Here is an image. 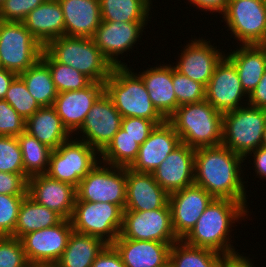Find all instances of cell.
Returning a JSON list of instances; mask_svg holds the SVG:
<instances>
[{
    "mask_svg": "<svg viewBox=\"0 0 266 267\" xmlns=\"http://www.w3.org/2000/svg\"><path fill=\"white\" fill-rule=\"evenodd\" d=\"M156 125L154 121L137 117L122 118L121 122V128L139 145L146 141Z\"/></svg>",
    "mask_w": 266,
    "mask_h": 267,
    "instance_id": "obj_45",
    "label": "cell"
},
{
    "mask_svg": "<svg viewBox=\"0 0 266 267\" xmlns=\"http://www.w3.org/2000/svg\"><path fill=\"white\" fill-rule=\"evenodd\" d=\"M107 245L97 237L72 231L57 264L60 267H91Z\"/></svg>",
    "mask_w": 266,
    "mask_h": 267,
    "instance_id": "obj_30",
    "label": "cell"
},
{
    "mask_svg": "<svg viewBox=\"0 0 266 267\" xmlns=\"http://www.w3.org/2000/svg\"><path fill=\"white\" fill-rule=\"evenodd\" d=\"M118 237L164 243L178 241L173 229L169 202L163 208L155 210H124L122 227Z\"/></svg>",
    "mask_w": 266,
    "mask_h": 267,
    "instance_id": "obj_12",
    "label": "cell"
},
{
    "mask_svg": "<svg viewBox=\"0 0 266 267\" xmlns=\"http://www.w3.org/2000/svg\"><path fill=\"white\" fill-rule=\"evenodd\" d=\"M172 82L178 107L205 100L206 87L178 72L174 67V63L172 65Z\"/></svg>",
    "mask_w": 266,
    "mask_h": 267,
    "instance_id": "obj_39",
    "label": "cell"
},
{
    "mask_svg": "<svg viewBox=\"0 0 266 267\" xmlns=\"http://www.w3.org/2000/svg\"><path fill=\"white\" fill-rule=\"evenodd\" d=\"M17 76V74L8 71L7 69L3 68L0 70V100L4 99L8 88Z\"/></svg>",
    "mask_w": 266,
    "mask_h": 267,
    "instance_id": "obj_52",
    "label": "cell"
},
{
    "mask_svg": "<svg viewBox=\"0 0 266 267\" xmlns=\"http://www.w3.org/2000/svg\"><path fill=\"white\" fill-rule=\"evenodd\" d=\"M4 100L26 121L40 106L31 96L24 81L17 76L11 83Z\"/></svg>",
    "mask_w": 266,
    "mask_h": 267,
    "instance_id": "obj_38",
    "label": "cell"
},
{
    "mask_svg": "<svg viewBox=\"0 0 266 267\" xmlns=\"http://www.w3.org/2000/svg\"><path fill=\"white\" fill-rule=\"evenodd\" d=\"M122 118L111 98L104 92L93 104L81 128L73 136L101 153L121 128Z\"/></svg>",
    "mask_w": 266,
    "mask_h": 267,
    "instance_id": "obj_14",
    "label": "cell"
},
{
    "mask_svg": "<svg viewBox=\"0 0 266 267\" xmlns=\"http://www.w3.org/2000/svg\"><path fill=\"white\" fill-rule=\"evenodd\" d=\"M245 162L243 157L223 145L197 148L194 184L204 188L213 198L241 202L249 210L245 186L248 179L244 181L243 173L244 166L248 167Z\"/></svg>",
    "mask_w": 266,
    "mask_h": 267,
    "instance_id": "obj_1",
    "label": "cell"
},
{
    "mask_svg": "<svg viewBox=\"0 0 266 267\" xmlns=\"http://www.w3.org/2000/svg\"><path fill=\"white\" fill-rule=\"evenodd\" d=\"M169 194L155 181L152 173L126 168V204L124 210L149 211L163 208Z\"/></svg>",
    "mask_w": 266,
    "mask_h": 267,
    "instance_id": "obj_23",
    "label": "cell"
},
{
    "mask_svg": "<svg viewBox=\"0 0 266 267\" xmlns=\"http://www.w3.org/2000/svg\"><path fill=\"white\" fill-rule=\"evenodd\" d=\"M28 178L25 173L0 172V194L27 195Z\"/></svg>",
    "mask_w": 266,
    "mask_h": 267,
    "instance_id": "obj_46",
    "label": "cell"
},
{
    "mask_svg": "<svg viewBox=\"0 0 266 267\" xmlns=\"http://www.w3.org/2000/svg\"><path fill=\"white\" fill-rule=\"evenodd\" d=\"M188 4H190V7L193 4V7L195 9H201V12H207L214 15L216 13V16L219 14L222 15L224 11L227 8L229 0H187ZM214 13V14H213ZM218 13V14H217Z\"/></svg>",
    "mask_w": 266,
    "mask_h": 267,
    "instance_id": "obj_48",
    "label": "cell"
},
{
    "mask_svg": "<svg viewBox=\"0 0 266 267\" xmlns=\"http://www.w3.org/2000/svg\"><path fill=\"white\" fill-rule=\"evenodd\" d=\"M167 120L191 148L222 145L223 114L207 100L181 105Z\"/></svg>",
    "mask_w": 266,
    "mask_h": 267,
    "instance_id": "obj_3",
    "label": "cell"
},
{
    "mask_svg": "<svg viewBox=\"0 0 266 267\" xmlns=\"http://www.w3.org/2000/svg\"><path fill=\"white\" fill-rule=\"evenodd\" d=\"M212 40H206L203 37L193 38L187 42L181 55L178 53L175 69L181 74L189 77L193 81L203 84L205 87L211 79L216 65L225 56L226 50L220 49V46L211 44Z\"/></svg>",
    "mask_w": 266,
    "mask_h": 267,
    "instance_id": "obj_16",
    "label": "cell"
},
{
    "mask_svg": "<svg viewBox=\"0 0 266 267\" xmlns=\"http://www.w3.org/2000/svg\"><path fill=\"white\" fill-rule=\"evenodd\" d=\"M25 131L51 149H57L72 136L53 106L40 107L26 120Z\"/></svg>",
    "mask_w": 266,
    "mask_h": 267,
    "instance_id": "obj_29",
    "label": "cell"
},
{
    "mask_svg": "<svg viewBox=\"0 0 266 267\" xmlns=\"http://www.w3.org/2000/svg\"><path fill=\"white\" fill-rule=\"evenodd\" d=\"M139 148L140 145L135 139L120 128L100 153V162L117 167H130L138 156Z\"/></svg>",
    "mask_w": 266,
    "mask_h": 267,
    "instance_id": "obj_36",
    "label": "cell"
},
{
    "mask_svg": "<svg viewBox=\"0 0 266 267\" xmlns=\"http://www.w3.org/2000/svg\"><path fill=\"white\" fill-rule=\"evenodd\" d=\"M76 201L103 202L118 205L123 211L126 204V167L99 162L76 188Z\"/></svg>",
    "mask_w": 266,
    "mask_h": 267,
    "instance_id": "obj_11",
    "label": "cell"
},
{
    "mask_svg": "<svg viewBox=\"0 0 266 267\" xmlns=\"http://www.w3.org/2000/svg\"><path fill=\"white\" fill-rule=\"evenodd\" d=\"M22 23L43 47L51 40L65 36L64 15L58 0L44 1Z\"/></svg>",
    "mask_w": 266,
    "mask_h": 267,
    "instance_id": "obj_27",
    "label": "cell"
},
{
    "mask_svg": "<svg viewBox=\"0 0 266 267\" xmlns=\"http://www.w3.org/2000/svg\"><path fill=\"white\" fill-rule=\"evenodd\" d=\"M100 162V153L71 136L50 155L47 175L78 187L80 181Z\"/></svg>",
    "mask_w": 266,
    "mask_h": 267,
    "instance_id": "obj_7",
    "label": "cell"
},
{
    "mask_svg": "<svg viewBox=\"0 0 266 267\" xmlns=\"http://www.w3.org/2000/svg\"><path fill=\"white\" fill-rule=\"evenodd\" d=\"M0 267H30L20 239L0 236Z\"/></svg>",
    "mask_w": 266,
    "mask_h": 267,
    "instance_id": "obj_42",
    "label": "cell"
},
{
    "mask_svg": "<svg viewBox=\"0 0 266 267\" xmlns=\"http://www.w3.org/2000/svg\"><path fill=\"white\" fill-rule=\"evenodd\" d=\"M62 220L58 213L37 203L27 194L21 203L12 237L20 239L27 233L53 227Z\"/></svg>",
    "mask_w": 266,
    "mask_h": 267,
    "instance_id": "obj_31",
    "label": "cell"
},
{
    "mask_svg": "<svg viewBox=\"0 0 266 267\" xmlns=\"http://www.w3.org/2000/svg\"><path fill=\"white\" fill-rule=\"evenodd\" d=\"M26 121L4 99L0 100V136L17 137L25 131Z\"/></svg>",
    "mask_w": 266,
    "mask_h": 267,
    "instance_id": "obj_44",
    "label": "cell"
},
{
    "mask_svg": "<svg viewBox=\"0 0 266 267\" xmlns=\"http://www.w3.org/2000/svg\"><path fill=\"white\" fill-rule=\"evenodd\" d=\"M27 194L37 203L70 220L77 198L76 187L47 174L28 178Z\"/></svg>",
    "mask_w": 266,
    "mask_h": 267,
    "instance_id": "obj_19",
    "label": "cell"
},
{
    "mask_svg": "<svg viewBox=\"0 0 266 267\" xmlns=\"http://www.w3.org/2000/svg\"><path fill=\"white\" fill-rule=\"evenodd\" d=\"M128 66L113 67L110 77L104 82L105 92L114 107L126 117L144 118L157 125L166 119L156 110L142 78ZM133 71V72H132Z\"/></svg>",
    "mask_w": 266,
    "mask_h": 267,
    "instance_id": "obj_4",
    "label": "cell"
},
{
    "mask_svg": "<svg viewBox=\"0 0 266 267\" xmlns=\"http://www.w3.org/2000/svg\"><path fill=\"white\" fill-rule=\"evenodd\" d=\"M18 76L24 81L27 90L40 107L54 105L58 91L49 67L41 59Z\"/></svg>",
    "mask_w": 266,
    "mask_h": 267,
    "instance_id": "obj_33",
    "label": "cell"
},
{
    "mask_svg": "<svg viewBox=\"0 0 266 267\" xmlns=\"http://www.w3.org/2000/svg\"><path fill=\"white\" fill-rule=\"evenodd\" d=\"M99 1H100L102 21L105 22L151 21L149 20L152 18L151 10L154 9L152 0H99Z\"/></svg>",
    "mask_w": 266,
    "mask_h": 267,
    "instance_id": "obj_32",
    "label": "cell"
},
{
    "mask_svg": "<svg viewBox=\"0 0 266 267\" xmlns=\"http://www.w3.org/2000/svg\"><path fill=\"white\" fill-rule=\"evenodd\" d=\"M261 146L264 147V148H266V125H265V128L263 130Z\"/></svg>",
    "mask_w": 266,
    "mask_h": 267,
    "instance_id": "obj_54",
    "label": "cell"
},
{
    "mask_svg": "<svg viewBox=\"0 0 266 267\" xmlns=\"http://www.w3.org/2000/svg\"><path fill=\"white\" fill-rule=\"evenodd\" d=\"M163 63L148 65L150 68L140 69L137 74L142 78L153 106L167 120L178 108V103L172 82V65Z\"/></svg>",
    "mask_w": 266,
    "mask_h": 267,
    "instance_id": "obj_25",
    "label": "cell"
},
{
    "mask_svg": "<svg viewBox=\"0 0 266 267\" xmlns=\"http://www.w3.org/2000/svg\"><path fill=\"white\" fill-rule=\"evenodd\" d=\"M0 172L25 173L17 137L0 136Z\"/></svg>",
    "mask_w": 266,
    "mask_h": 267,
    "instance_id": "obj_40",
    "label": "cell"
},
{
    "mask_svg": "<svg viewBox=\"0 0 266 267\" xmlns=\"http://www.w3.org/2000/svg\"><path fill=\"white\" fill-rule=\"evenodd\" d=\"M104 92V83L92 82L82 90L58 93L53 107L72 136L81 128L93 104Z\"/></svg>",
    "mask_w": 266,
    "mask_h": 267,
    "instance_id": "obj_20",
    "label": "cell"
},
{
    "mask_svg": "<svg viewBox=\"0 0 266 267\" xmlns=\"http://www.w3.org/2000/svg\"><path fill=\"white\" fill-rule=\"evenodd\" d=\"M195 149L181 143L152 172L155 181L168 193L194 184Z\"/></svg>",
    "mask_w": 266,
    "mask_h": 267,
    "instance_id": "obj_21",
    "label": "cell"
},
{
    "mask_svg": "<svg viewBox=\"0 0 266 267\" xmlns=\"http://www.w3.org/2000/svg\"><path fill=\"white\" fill-rule=\"evenodd\" d=\"M41 60L49 67L55 87L60 92L82 90L92 81L71 66L57 62L45 49Z\"/></svg>",
    "mask_w": 266,
    "mask_h": 267,
    "instance_id": "obj_37",
    "label": "cell"
},
{
    "mask_svg": "<svg viewBox=\"0 0 266 267\" xmlns=\"http://www.w3.org/2000/svg\"><path fill=\"white\" fill-rule=\"evenodd\" d=\"M234 49L229 48L225 56L234 64L244 91L250 95L266 70V48L254 44L237 45Z\"/></svg>",
    "mask_w": 266,
    "mask_h": 267,
    "instance_id": "obj_28",
    "label": "cell"
},
{
    "mask_svg": "<svg viewBox=\"0 0 266 267\" xmlns=\"http://www.w3.org/2000/svg\"><path fill=\"white\" fill-rule=\"evenodd\" d=\"M251 156L253 159L251 160L249 157ZM249 160L250 163L253 161V171L255 172L254 174H256V178L263 179L266 180V148L264 147H259L257 148L255 151L251 152L246 158L245 160Z\"/></svg>",
    "mask_w": 266,
    "mask_h": 267,
    "instance_id": "obj_49",
    "label": "cell"
},
{
    "mask_svg": "<svg viewBox=\"0 0 266 267\" xmlns=\"http://www.w3.org/2000/svg\"><path fill=\"white\" fill-rule=\"evenodd\" d=\"M149 22L102 21L92 39L113 67L128 66V63H124L123 54L125 55L129 51L132 53L134 47L137 48L138 42H142L141 37L143 32L145 33L144 29L148 28ZM120 57L123 61L119 59Z\"/></svg>",
    "mask_w": 266,
    "mask_h": 267,
    "instance_id": "obj_13",
    "label": "cell"
},
{
    "mask_svg": "<svg viewBox=\"0 0 266 267\" xmlns=\"http://www.w3.org/2000/svg\"><path fill=\"white\" fill-rule=\"evenodd\" d=\"M248 104L266 109V70L254 91L249 95Z\"/></svg>",
    "mask_w": 266,
    "mask_h": 267,
    "instance_id": "obj_50",
    "label": "cell"
},
{
    "mask_svg": "<svg viewBox=\"0 0 266 267\" xmlns=\"http://www.w3.org/2000/svg\"><path fill=\"white\" fill-rule=\"evenodd\" d=\"M226 259L222 253L210 249L191 246L183 240L171 245L170 267H220Z\"/></svg>",
    "mask_w": 266,
    "mask_h": 267,
    "instance_id": "obj_34",
    "label": "cell"
},
{
    "mask_svg": "<svg viewBox=\"0 0 266 267\" xmlns=\"http://www.w3.org/2000/svg\"><path fill=\"white\" fill-rule=\"evenodd\" d=\"M213 199L204 188L196 184L169 194L173 229L179 240L195 226Z\"/></svg>",
    "mask_w": 266,
    "mask_h": 267,
    "instance_id": "obj_18",
    "label": "cell"
},
{
    "mask_svg": "<svg viewBox=\"0 0 266 267\" xmlns=\"http://www.w3.org/2000/svg\"><path fill=\"white\" fill-rule=\"evenodd\" d=\"M249 212L241 202L214 198L182 240L191 246L210 249L226 257L241 255L238 252L240 250L231 244L235 243L231 240L234 238L232 231L237 226L236 222L240 224L249 217Z\"/></svg>",
    "mask_w": 266,
    "mask_h": 267,
    "instance_id": "obj_2",
    "label": "cell"
},
{
    "mask_svg": "<svg viewBox=\"0 0 266 267\" xmlns=\"http://www.w3.org/2000/svg\"><path fill=\"white\" fill-rule=\"evenodd\" d=\"M1 69H3V67H2V64H1V61H0V70H1Z\"/></svg>",
    "mask_w": 266,
    "mask_h": 267,
    "instance_id": "obj_56",
    "label": "cell"
},
{
    "mask_svg": "<svg viewBox=\"0 0 266 267\" xmlns=\"http://www.w3.org/2000/svg\"><path fill=\"white\" fill-rule=\"evenodd\" d=\"M221 18L237 45L262 44L266 38V0H229Z\"/></svg>",
    "mask_w": 266,
    "mask_h": 267,
    "instance_id": "obj_9",
    "label": "cell"
},
{
    "mask_svg": "<svg viewBox=\"0 0 266 267\" xmlns=\"http://www.w3.org/2000/svg\"><path fill=\"white\" fill-rule=\"evenodd\" d=\"M21 148L24 172L27 178L47 174L53 149L39 142L26 131L17 136Z\"/></svg>",
    "mask_w": 266,
    "mask_h": 267,
    "instance_id": "obj_35",
    "label": "cell"
},
{
    "mask_svg": "<svg viewBox=\"0 0 266 267\" xmlns=\"http://www.w3.org/2000/svg\"><path fill=\"white\" fill-rule=\"evenodd\" d=\"M251 260L252 258L244 254L234 257H226L220 267H256Z\"/></svg>",
    "mask_w": 266,
    "mask_h": 267,
    "instance_id": "obj_51",
    "label": "cell"
},
{
    "mask_svg": "<svg viewBox=\"0 0 266 267\" xmlns=\"http://www.w3.org/2000/svg\"><path fill=\"white\" fill-rule=\"evenodd\" d=\"M43 50L22 22L0 20V61L4 69L20 75L41 59Z\"/></svg>",
    "mask_w": 266,
    "mask_h": 267,
    "instance_id": "obj_8",
    "label": "cell"
},
{
    "mask_svg": "<svg viewBox=\"0 0 266 267\" xmlns=\"http://www.w3.org/2000/svg\"><path fill=\"white\" fill-rule=\"evenodd\" d=\"M26 195L0 194V236L14 234L21 203Z\"/></svg>",
    "mask_w": 266,
    "mask_h": 267,
    "instance_id": "obj_41",
    "label": "cell"
},
{
    "mask_svg": "<svg viewBox=\"0 0 266 267\" xmlns=\"http://www.w3.org/2000/svg\"><path fill=\"white\" fill-rule=\"evenodd\" d=\"M73 231L71 220L23 235L20 240L30 265L57 263Z\"/></svg>",
    "mask_w": 266,
    "mask_h": 267,
    "instance_id": "obj_17",
    "label": "cell"
},
{
    "mask_svg": "<svg viewBox=\"0 0 266 267\" xmlns=\"http://www.w3.org/2000/svg\"><path fill=\"white\" fill-rule=\"evenodd\" d=\"M181 144L172 124L165 120L156 125L146 141L140 145L136 160L129 167L136 172L152 173Z\"/></svg>",
    "mask_w": 266,
    "mask_h": 267,
    "instance_id": "obj_22",
    "label": "cell"
},
{
    "mask_svg": "<svg viewBox=\"0 0 266 267\" xmlns=\"http://www.w3.org/2000/svg\"><path fill=\"white\" fill-rule=\"evenodd\" d=\"M45 0H5L0 5V20L22 22L26 16Z\"/></svg>",
    "mask_w": 266,
    "mask_h": 267,
    "instance_id": "obj_43",
    "label": "cell"
},
{
    "mask_svg": "<svg viewBox=\"0 0 266 267\" xmlns=\"http://www.w3.org/2000/svg\"><path fill=\"white\" fill-rule=\"evenodd\" d=\"M30 267H60L57 263H41V264H33Z\"/></svg>",
    "mask_w": 266,
    "mask_h": 267,
    "instance_id": "obj_53",
    "label": "cell"
},
{
    "mask_svg": "<svg viewBox=\"0 0 266 267\" xmlns=\"http://www.w3.org/2000/svg\"><path fill=\"white\" fill-rule=\"evenodd\" d=\"M266 109L246 104L223 114L222 145L244 159L261 147Z\"/></svg>",
    "mask_w": 266,
    "mask_h": 267,
    "instance_id": "obj_6",
    "label": "cell"
},
{
    "mask_svg": "<svg viewBox=\"0 0 266 267\" xmlns=\"http://www.w3.org/2000/svg\"><path fill=\"white\" fill-rule=\"evenodd\" d=\"M261 45H263L266 48V38L264 39V41Z\"/></svg>",
    "mask_w": 266,
    "mask_h": 267,
    "instance_id": "obj_55",
    "label": "cell"
},
{
    "mask_svg": "<svg viewBox=\"0 0 266 267\" xmlns=\"http://www.w3.org/2000/svg\"><path fill=\"white\" fill-rule=\"evenodd\" d=\"M172 244L117 237L112 245L121 255L126 267H170Z\"/></svg>",
    "mask_w": 266,
    "mask_h": 267,
    "instance_id": "obj_24",
    "label": "cell"
},
{
    "mask_svg": "<svg viewBox=\"0 0 266 267\" xmlns=\"http://www.w3.org/2000/svg\"><path fill=\"white\" fill-rule=\"evenodd\" d=\"M91 267H126L113 245H107L96 257Z\"/></svg>",
    "mask_w": 266,
    "mask_h": 267,
    "instance_id": "obj_47",
    "label": "cell"
},
{
    "mask_svg": "<svg viewBox=\"0 0 266 267\" xmlns=\"http://www.w3.org/2000/svg\"><path fill=\"white\" fill-rule=\"evenodd\" d=\"M44 49L59 63L71 66L92 82L104 83L113 66L92 38L61 36L51 40Z\"/></svg>",
    "mask_w": 266,
    "mask_h": 267,
    "instance_id": "obj_5",
    "label": "cell"
},
{
    "mask_svg": "<svg viewBox=\"0 0 266 267\" xmlns=\"http://www.w3.org/2000/svg\"><path fill=\"white\" fill-rule=\"evenodd\" d=\"M70 220L73 231L112 245L121 231L123 210L113 203L75 201Z\"/></svg>",
    "mask_w": 266,
    "mask_h": 267,
    "instance_id": "obj_10",
    "label": "cell"
},
{
    "mask_svg": "<svg viewBox=\"0 0 266 267\" xmlns=\"http://www.w3.org/2000/svg\"><path fill=\"white\" fill-rule=\"evenodd\" d=\"M64 15L65 36L92 38L102 22L99 0H58Z\"/></svg>",
    "mask_w": 266,
    "mask_h": 267,
    "instance_id": "obj_26",
    "label": "cell"
},
{
    "mask_svg": "<svg viewBox=\"0 0 266 267\" xmlns=\"http://www.w3.org/2000/svg\"><path fill=\"white\" fill-rule=\"evenodd\" d=\"M248 98L234 64L224 56L206 85L205 100L224 114L248 104Z\"/></svg>",
    "mask_w": 266,
    "mask_h": 267,
    "instance_id": "obj_15",
    "label": "cell"
}]
</instances>
